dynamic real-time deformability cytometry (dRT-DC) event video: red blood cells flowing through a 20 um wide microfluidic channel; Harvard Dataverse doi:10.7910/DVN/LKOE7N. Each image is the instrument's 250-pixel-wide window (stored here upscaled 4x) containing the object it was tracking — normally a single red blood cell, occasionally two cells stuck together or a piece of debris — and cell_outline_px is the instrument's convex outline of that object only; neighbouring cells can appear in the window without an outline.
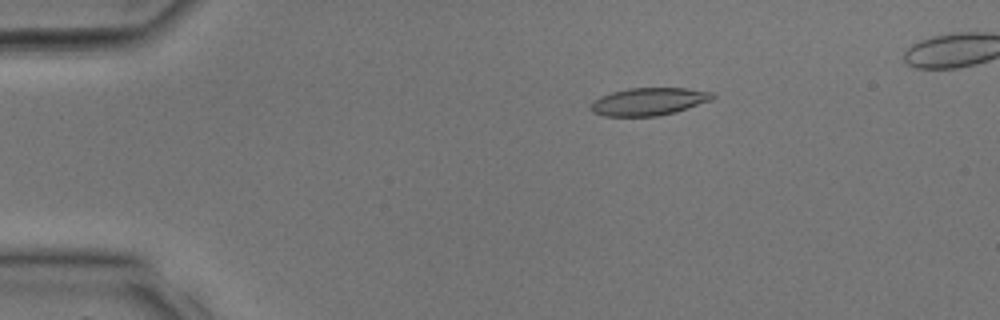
{"species": "common noctule bat (a hibernating species)", "species_latin": "Nyctalus noctula", "temperature_condition": "room temperature", "stored_images_in_passage": 12, "camera_frame_rate_fps": 3000, "um_per_image_px": 0.085, "animal": {"sex": "male", "body_mass_g": 17.9, "forearm_length_mm": 54.2}, "frame": {"image": 1, "passage_image": 6, "time_ms": 1.667, "image_size_px": [1000, 320], "cell_outline_px": [[712, 96], [708, 100], [672, 112], [656, 116], [604, 116], [596, 112], [592, 108], [592, 104], [596, 100], [612, 92], [628, 88], [684, 88], [708, 92]], "centroid_in_image_um": [55.08, 8.63], "position_along_channel_um": 29.9, "area_um2": 18.55}}